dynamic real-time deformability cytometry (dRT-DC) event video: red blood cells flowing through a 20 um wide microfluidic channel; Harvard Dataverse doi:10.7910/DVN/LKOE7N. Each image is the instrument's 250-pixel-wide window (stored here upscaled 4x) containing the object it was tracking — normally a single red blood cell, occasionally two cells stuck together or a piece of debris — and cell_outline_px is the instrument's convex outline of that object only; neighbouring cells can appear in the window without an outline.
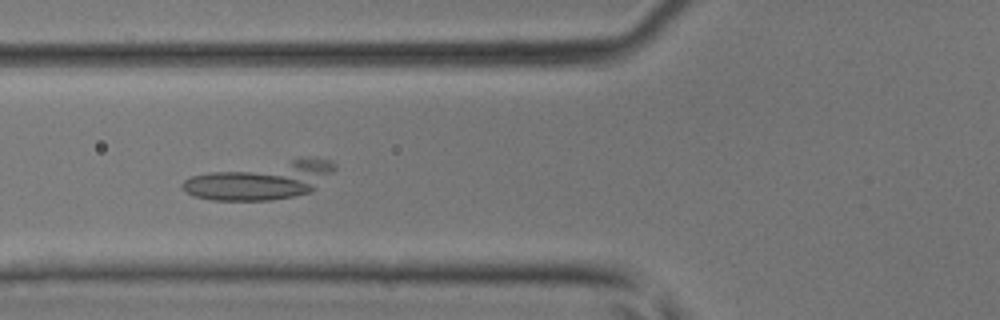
{"species": "common noctule bat (a hibernating species)", "species_latin": "Nyctalus noctula", "temperature_condition": "room temperature", "stored_images_in_passage": 41, "camera_frame_rate_fps": 3000, "um_per_image_px": 0.085, "animal": {"sex": "male", "body_mass_g": 17.9, "forearm_length_mm": 54.2}, "frame": {"image": 1, "passage_image": 13, "time_ms": 4.0, "image_size_px": [1000, 320], "cell_outline_px": [[336, 168], [316, 188], [308, 192], [292, 196], [272, 200], [212, 200], [196, 196], [184, 192], [180, 184], [184, 180], [192, 176], [212, 172], [292, 160], [332, 160], [336, 164]], "centroid_in_image_um": [22.15, 15.38], "position_along_channel_um": 103.6, "area_um2": 32.02}}
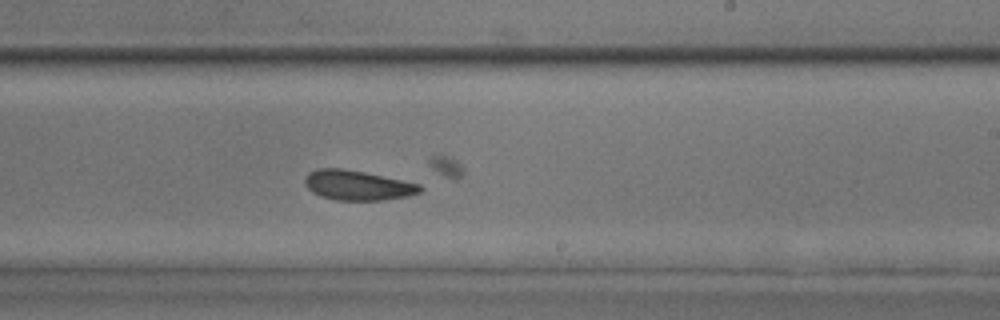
{"frame": {"image": 2, "passage_image": 23, "time_ms": 7.333, "image_size_px": [1000, 320], "cell_outline_px": [[424, 188], [420, 192], [408, 196], [384, 200], [336, 200], [320, 196], [312, 192], [304, 184], [304, 176], [308, 172], [316, 168], [340, 168], [364, 172], [420, 184]], "centroid_in_image_um": [30.36, 15.75], "position_along_channel_um": 258.6, "area_um2": 20.11}}
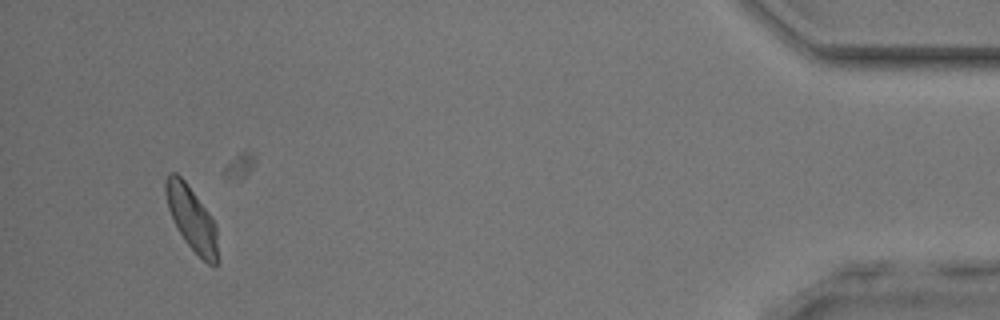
{"frame": {"image": 3, "passage_image": 38, "time_ms": 12.333, "image_size_px": [1000, 320], "cell_outline_px": [[216, 268], [208, 264], [184, 240], [176, 228], [168, 208], [164, 192], [164, 180], [168, 172], [176, 172], [184, 180], [208, 212], [216, 224]], "centroid_in_image_um": [16.24, 18.52], "position_along_channel_um": 419.0, "area_um2": 19.19}}